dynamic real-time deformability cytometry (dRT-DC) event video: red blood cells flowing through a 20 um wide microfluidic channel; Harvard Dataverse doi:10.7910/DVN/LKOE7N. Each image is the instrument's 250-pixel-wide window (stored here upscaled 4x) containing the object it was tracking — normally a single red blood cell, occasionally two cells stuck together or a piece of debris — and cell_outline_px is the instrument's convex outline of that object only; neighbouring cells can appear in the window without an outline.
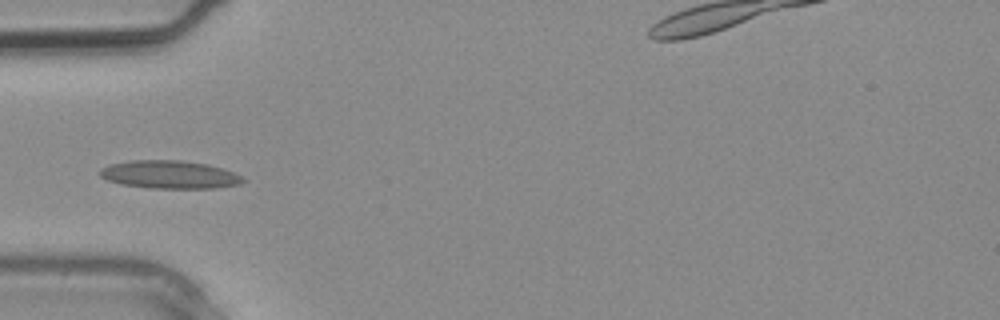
{"species": "common noctule bat (a hibernating species)", "species_latin": "Nyctalus noctula", "temperature_condition": "warm", "stored_images_in_passage": 2, "camera_frame_rate_fps": 3000, "um_per_image_px": 0.085, "animal": {"sex": "male", "body_mass_g": 20.4}, "frame": {"image": 1, "passage_image": 2, "time_ms": 0.333, "image_size_px": [1000, 320], "cell_outline_px": [[248, 180], [240, 184], [212, 188], [152, 188], [120, 184], [108, 180], [100, 176], [96, 172], [100, 168], [108, 164], [128, 160], [180, 160], [208, 164], [232, 172]], "centroid_in_image_um": [14.35, 14.83], "position_along_channel_um": 70.7, "area_um2": 23.47}}